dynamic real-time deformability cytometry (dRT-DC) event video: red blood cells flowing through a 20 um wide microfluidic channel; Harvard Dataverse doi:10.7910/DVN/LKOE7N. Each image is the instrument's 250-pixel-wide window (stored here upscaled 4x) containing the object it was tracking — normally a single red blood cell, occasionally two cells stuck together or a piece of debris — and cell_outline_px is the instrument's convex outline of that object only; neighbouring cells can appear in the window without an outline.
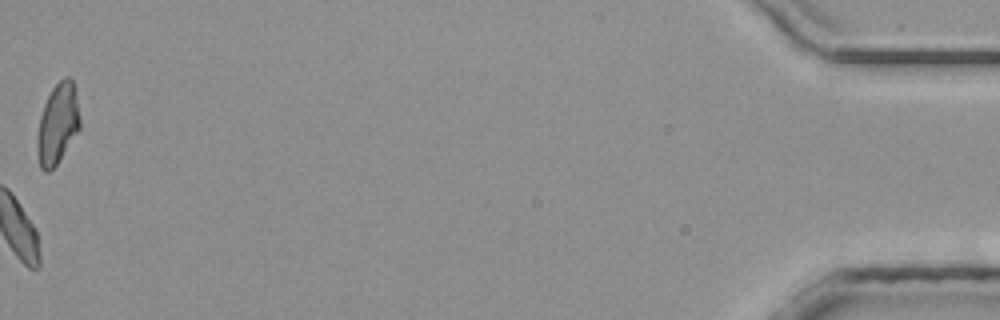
{"species": "common noctule bat (a hibernating species)", "species_latin": "Nyctalus noctula", "temperature_condition": "room temperature", "stored_images_in_passage": 42, "camera_frame_rate_fps": 3000, "um_per_image_px": 0.085, "animal": {"sex": "male", "body_mass_g": 20.4}, "frame": {"image": 1, "passage_image": 42, "time_ms": 13.667, "image_size_px": [1000, 320], "cell_outline_px": [[80, 128], [56, 164], [48, 172], [44, 172], [40, 168], [36, 152], [36, 140], [40, 116], [44, 104], [52, 88], [64, 76], [68, 76], [72, 80], [80, 120]], "centroid_in_image_um": [4.86, 10.55], "position_along_channel_um": 430.3, "area_um2": 19.77}}